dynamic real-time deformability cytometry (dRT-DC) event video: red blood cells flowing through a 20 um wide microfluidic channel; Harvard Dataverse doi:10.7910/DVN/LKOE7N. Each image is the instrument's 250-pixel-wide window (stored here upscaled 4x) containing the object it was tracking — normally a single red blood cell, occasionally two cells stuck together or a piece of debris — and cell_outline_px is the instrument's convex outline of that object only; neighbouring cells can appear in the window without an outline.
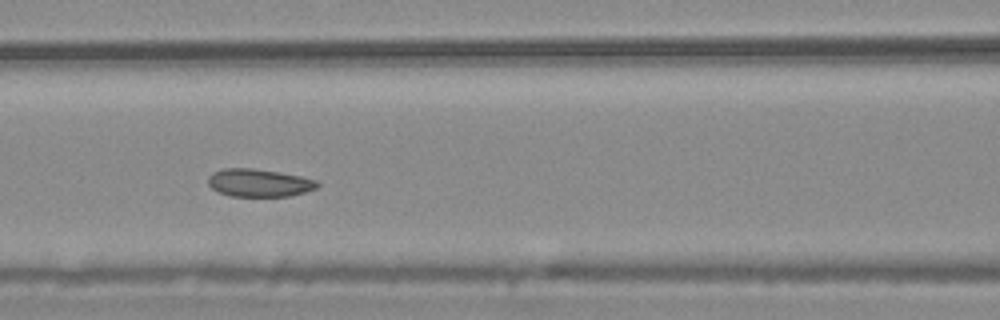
{"species": "common noctule bat (a hibernating species)", "species_latin": "Nyctalus noctula", "temperature_condition": "warm", "stored_images_in_passage": 8, "camera_frame_rate_fps": 3000, "um_per_image_px": 0.085, "animal": {"sex": "male", "body_mass_g": 20.4}, "frame": {"image": 1, "passage_image": 7, "time_ms": 2.0, "image_size_px": [1000, 320], "cell_outline_px": [[320, 184], [316, 188], [304, 192], [288, 196], [232, 196], [216, 192], [208, 184], [208, 176], [212, 172], [224, 168], [252, 168], [280, 172], [300, 176], [316, 180]], "centroid_in_image_um": [21.98, 15.53], "position_along_channel_um": 144.6, "area_um2": 17.74}}
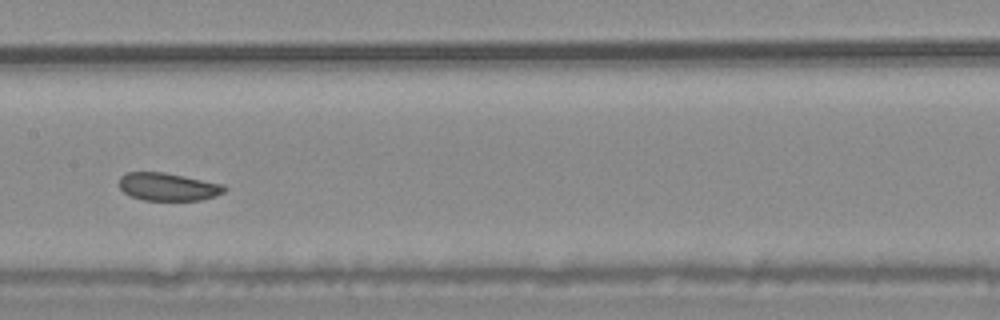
{"frame": {"image": 2, "passage_image": 8, "time_ms": 2.333, "image_size_px": [1000, 320], "cell_outline_px": [[228, 188], [224, 192], [216, 196], [200, 200], [144, 200], [132, 196], [124, 192], [120, 188], [120, 176], [128, 172], [164, 172], [224, 184]], "centroid_in_image_um": [14.32, 15.87], "position_along_channel_um": 193.1, "area_um2": 17.05}}